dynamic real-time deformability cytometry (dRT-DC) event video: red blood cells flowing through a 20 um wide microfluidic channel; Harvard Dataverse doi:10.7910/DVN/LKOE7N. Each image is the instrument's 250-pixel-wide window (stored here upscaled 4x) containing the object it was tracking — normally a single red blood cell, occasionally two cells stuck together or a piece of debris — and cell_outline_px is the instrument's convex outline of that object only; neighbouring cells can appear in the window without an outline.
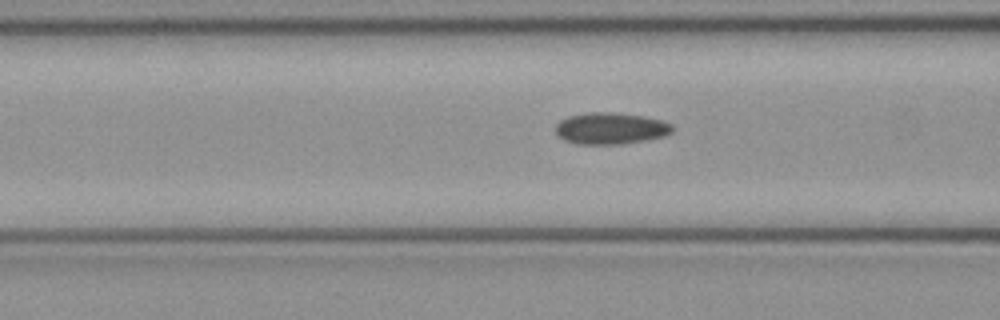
{"species": "common noctule bat (a hibernating species)", "species_latin": "Nyctalus noctula", "temperature_condition": "cold", "stored_images_in_passage": 6, "camera_frame_rate_fps": 3000, "um_per_image_px": 0.085, "animal": {"sex": "female", "body_mass_g": 21.9}, "frame": {"image": 1, "passage_image": 6, "time_ms": 1.667, "image_size_px": [1000, 320], "cell_outline_px": [[672, 132], [664, 136], [624, 144], [576, 144], [564, 140], [556, 136], [556, 124], [560, 120], [568, 116], [592, 112], [612, 112], [644, 116], [660, 120], [672, 124]], "centroid_in_image_um": [51.87, 10.92], "position_along_channel_um": 114.7, "area_um2": 21.56}}